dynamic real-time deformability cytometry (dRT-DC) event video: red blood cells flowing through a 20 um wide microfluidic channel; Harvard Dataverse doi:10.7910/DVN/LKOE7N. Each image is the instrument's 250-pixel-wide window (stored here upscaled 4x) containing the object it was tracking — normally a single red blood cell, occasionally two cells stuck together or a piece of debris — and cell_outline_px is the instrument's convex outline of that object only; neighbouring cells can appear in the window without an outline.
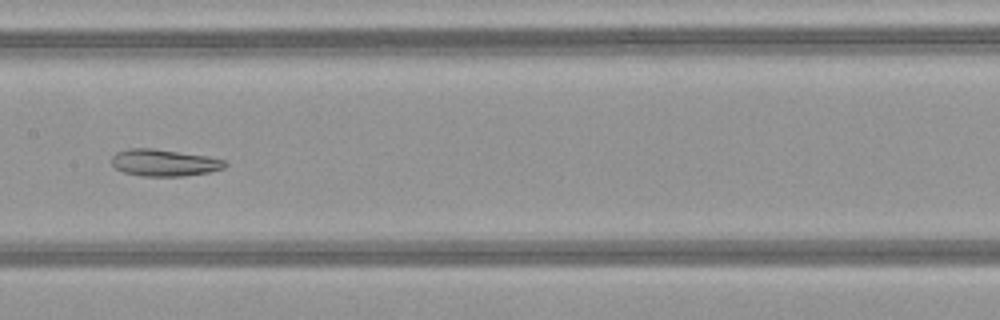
{"species": "common noctule bat (a hibernating species)", "species_latin": "Nyctalus noctula", "temperature_condition": "warm", "stored_images_in_passage": 35, "camera_frame_rate_fps": 3000, "um_per_image_px": 0.085, "animal": {"sex": "female", "body_mass_g": 21.9}, "frame": {"image": 1, "passage_image": 11, "time_ms": 3.333, "image_size_px": [1000, 320], "cell_outline_px": [[228, 164], [224, 168], [208, 172], [184, 176], [144, 176], [124, 172], [116, 168], [112, 164], [112, 156], [116, 152], [128, 148], [152, 148], [208, 156], [224, 160]], "centroid_in_image_um": [13.95, 13.82], "position_along_channel_um": 193.4, "area_um2": 17.69}}
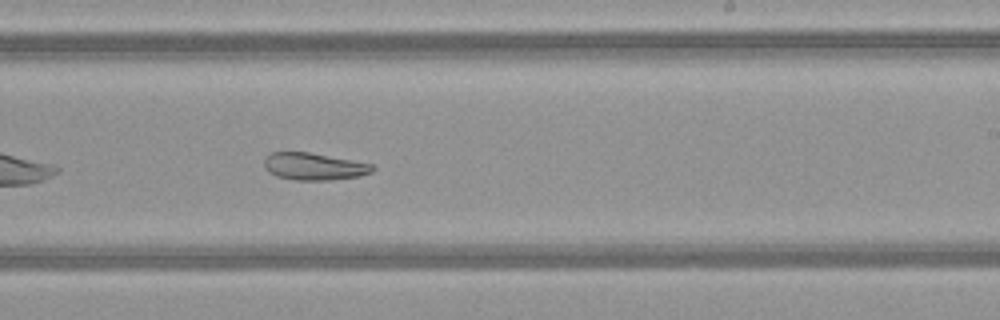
{"frame": {"image": 2, "passage_image": 16, "time_ms": 5.0, "image_size_px": [1000, 320], "cell_outline_px": [[376, 168], [372, 172], [360, 176], [328, 180], [296, 180], [276, 176], [268, 172], [264, 168], [264, 160], [272, 152], [308, 152], [372, 164]], "centroid_in_image_um": [26.68, 14.16], "position_along_channel_um": 262.3, "area_um2": 17.05}, "authors_computed_cell_mechanics": {"area_um2": 19.074, "velocity_mm_per_s": 4.1524, "shape_relaxation_time_tau1_ms": null, "shape_relaxation_time_tau2_ms": 5.0044, "deformation_change_tau1": null, "deformation_change_tau2": 0.1093}}